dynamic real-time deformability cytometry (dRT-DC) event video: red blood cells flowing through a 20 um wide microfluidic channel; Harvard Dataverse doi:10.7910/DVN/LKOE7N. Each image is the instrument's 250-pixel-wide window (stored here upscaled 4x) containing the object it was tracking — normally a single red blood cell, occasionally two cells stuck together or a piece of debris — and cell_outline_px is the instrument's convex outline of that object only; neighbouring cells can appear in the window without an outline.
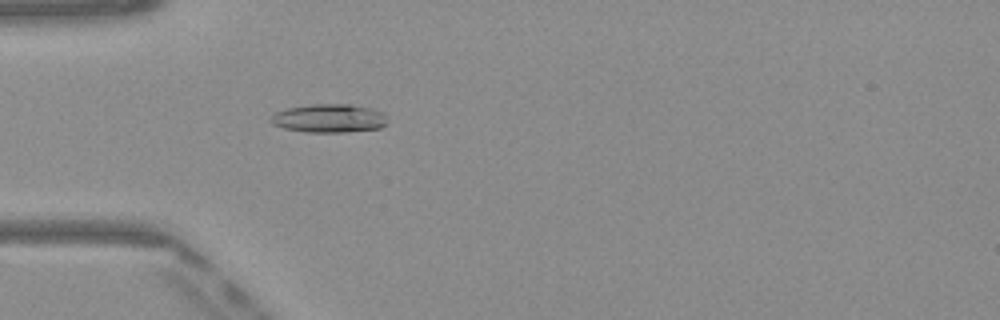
{"species": "Egyptian fruit bat (a non-hibernating species)", "species_latin": "Rousettus aegyptiacus", "temperature_condition": "warm", "stored_images_in_passage": 47, "camera_frame_rate_fps": 3000, "um_per_image_px": 0.085, "frame": {"image": 1, "passage_image": 13, "time_ms": 4.0, "image_size_px": [1000, 320], "cell_outline_px": [[388, 124], [380, 128], [344, 132], [308, 132], [284, 128], [272, 124], [268, 120], [276, 112], [288, 108], [312, 104], [352, 104], [384, 112]], "centroid_in_image_um": [27.99, 10.05], "position_along_channel_um": 57.0, "area_um2": 19.36}}
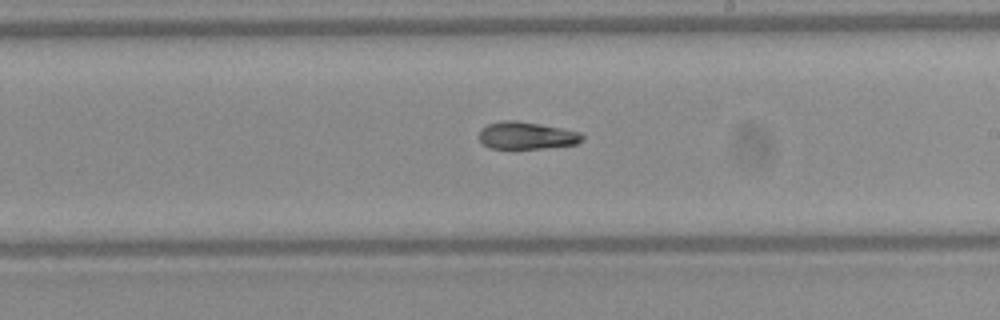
{"frame": {"image": 2, "passage_image": 27, "time_ms": 8.667, "image_size_px": [1000, 320], "cell_outline_px": [[584, 140], [576, 144], [544, 148], [488, 148], [476, 136], [480, 128], [488, 124], [504, 120], [516, 120], [564, 128], [580, 132], [584, 136]], "centroid_in_image_um": [44.74, 11.51], "position_along_channel_um": 244.3, "area_um2": 16.65}}
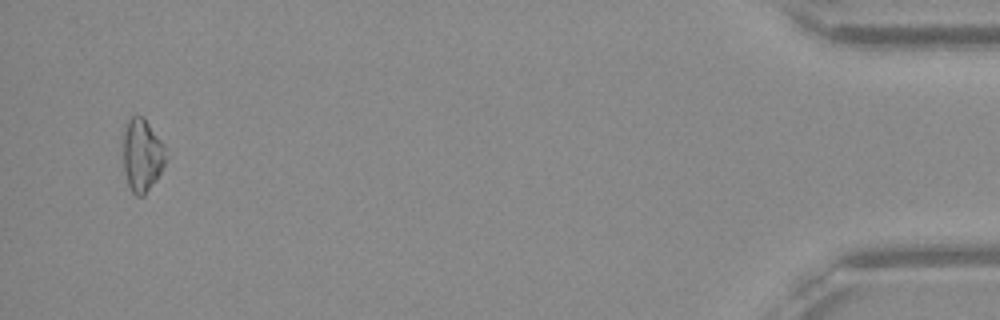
{"frame": {"image": 3, "passage_image": 46, "time_ms": 15.0, "image_size_px": [1000, 320], "cell_outline_px": [[164, 164], [156, 180], [144, 196], [136, 196], [128, 188], [124, 168], [124, 128], [128, 116], [144, 116], [164, 144]], "centroid_in_image_um": [12.05, 13.17], "position_along_channel_um": 423.1, "area_um2": 18.09}, "authors_computed_cell_mechanics": {"area_um2": 17.5712, "velocity_mm_per_s": 4.1088, "shape_relaxation_time_tau1_ms": null, "shape_relaxation_time_tau2_ms": 6.3579, "deformation_change_tau1": null, "deformation_change_tau2": 0.139}}